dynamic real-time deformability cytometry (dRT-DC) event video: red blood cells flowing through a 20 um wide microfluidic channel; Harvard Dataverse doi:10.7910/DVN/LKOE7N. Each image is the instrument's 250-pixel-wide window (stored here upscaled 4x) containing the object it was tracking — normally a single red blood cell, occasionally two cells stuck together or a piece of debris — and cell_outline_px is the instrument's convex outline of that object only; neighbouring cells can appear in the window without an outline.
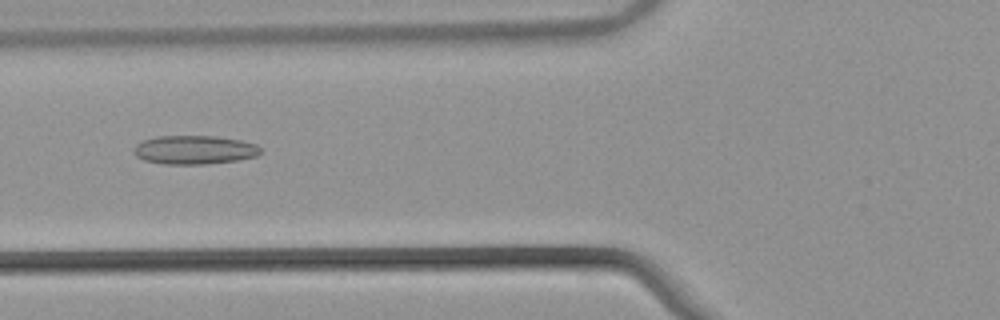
{"species": "common noctule bat (a hibernating species)", "species_latin": "Nyctalus noctula", "temperature_condition": "warm", "stored_images_in_passage": 53, "camera_frame_rate_fps": 3000, "um_per_image_px": 0.085, "animal": {"sex": "male", "body_mass_g": 21.5, "forearm_length_mm": 52.0}, "frame": {"image": 1, "passage_image": 21, "time_ms": 6.667, "image_size_px": [1000, 320], "cell_outline_px": [[260, 152], [256, 156], [236, 160], [208, 164], [164, 164], [144, 160], [136, 156], [132, 152], [136, 144], [140, 140], [156, 136], [216, 136], [240, 140], [256, 144], [260, 148]], "centroid_in_image_um": [16.47, 12.73], "position_along_channel_um": 109.3, "area_um2": 21.33}}
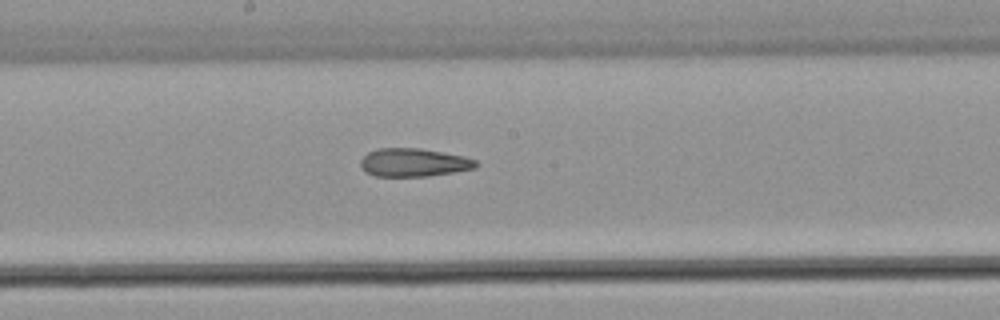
{"frame": {"image": 2, "passage_image": 29, "time_ms": 9.333, "image_size_px": [1000, 320], "cell_outline_px": [[476, 168], [428, 176], [372, 176], [364, 172], [360, 164], [360, 160], [368, 152], [380, 148], [420, 148], [464, 156], [476, 160]], "centroid_in_image_um": [35.12, 13.81], "position_along_channel_um": 213.1, "area_um2": 18.96}}
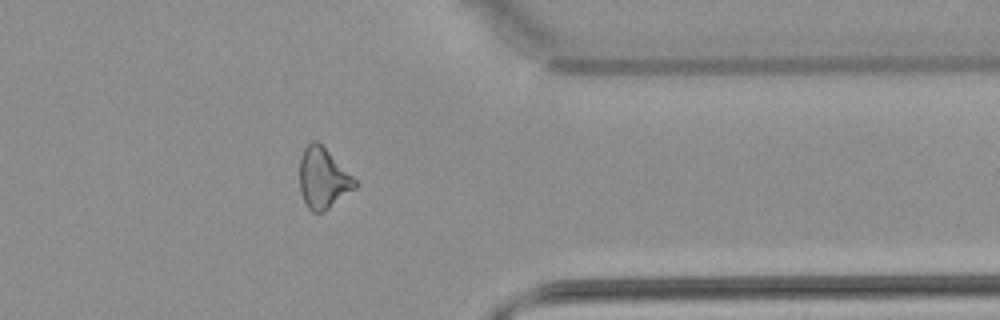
{"frame": {"image": 3, "passage_image": 43, "time_ms": 14.0, "image_size_px": [1000, 320], "cell_outline_px": [[356, 188], [324, 212], [312, 212], [308, 208], [300, 192], [300, 156], [304, 148], [312, 140], [316, 140], [356, 180]], "centroid_in_image_um": [27.44, 15.18], "position_along_channel_um": 384.0, "area_um2": 19.25}, "authors_computed_cell_mechanics": {"area_um2": 20.519, "velocity_mm_per_s": 3.8872, "shape_relaxation_time_tau1_ms": null, "shape_relaxation_time_tau2_ms": 6.9854, "deformation_change_tau1": null, "deformation_change_tau2": 0.1902}}